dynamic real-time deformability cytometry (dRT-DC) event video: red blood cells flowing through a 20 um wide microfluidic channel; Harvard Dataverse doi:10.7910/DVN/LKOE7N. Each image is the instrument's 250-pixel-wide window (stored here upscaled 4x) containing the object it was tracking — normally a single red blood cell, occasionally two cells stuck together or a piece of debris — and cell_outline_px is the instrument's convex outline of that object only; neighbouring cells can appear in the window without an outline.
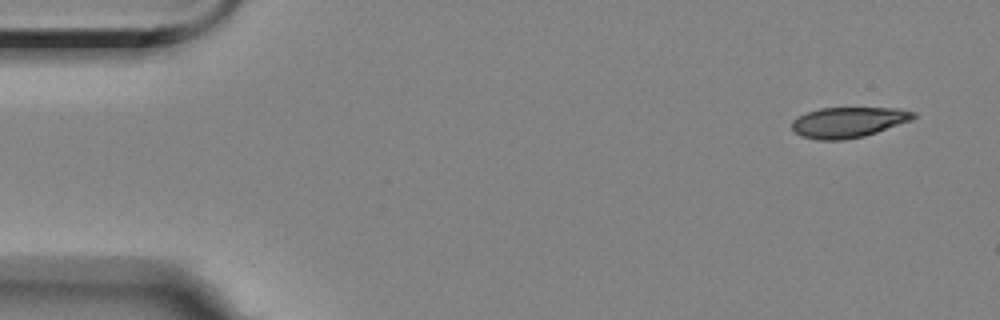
{"species": "Egyptian fruit bat (a non-hibernating species)", "species_latin": "Rousettus aegyptiacus", "temperature_condition": "room temperature", "stored_images_in_passage": 8, "camera_frame_rate_fps": 3000, "um_per_image_px": 0.085, "animal": {"sex": "female"}, "frame": {"image": 1, "passage_image": 1, "time_ms": 0.0, "image_size_px": [1000, 320], "cell_outline_px": [[916, 116], [912, 120], [864, 136], [844, 140], [816, 140], [800, 136], [792, 128], [792, 120], [808, 112], [820, 108], [900, 108], [916, 112]], "centroid_in_image_um": [72.12, 10.39], "position_along_channel_um": 12.9, "area_um2": 21.56}}
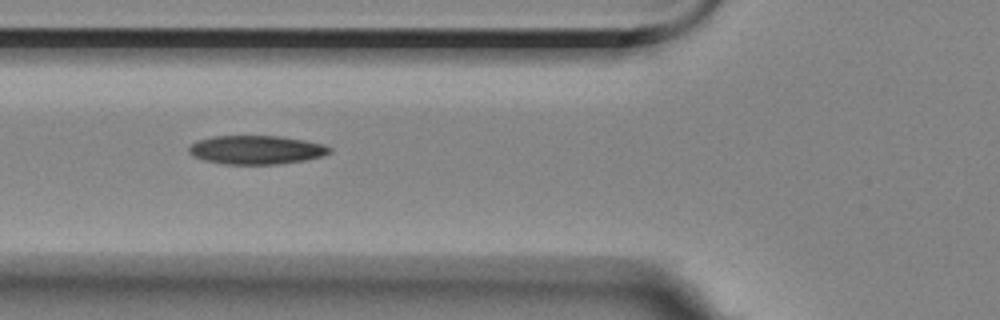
{"frame": {"image": 2, "passage_image": 6, "time_ms": 5.667, "image_size_px": [1000, 320], "cell_outline_px": [[332, 152], [324, 156], [304, 160], [280, 164], [224, 164], [204, 160], [192, 156], [188, 152], [188, 148], [196, 140], [212, 136], [280, 136], [304, 140], [324, 144], [332, 148]], "centroid_in_image_um": [21.79, 12.73], "position_along_channel_um": 104.0, "area_um2": 23.76}}
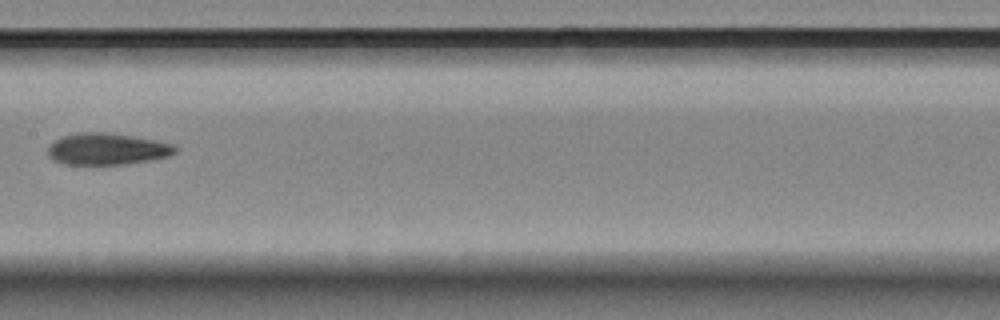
{"frame": {"image": 3, "passage_image": 8, "time_ms": 8.333, "image_size_px": [1000, 320], "cell_outline_px": [[180, 148], [176, 152], [168, 156], [148, 160], [120, 164], [64, 164], [52, 160], [48, 156], [48, 148], [56, 140], [64, 136], [80, 132], [108, 132], [136, 136], [176, 144]], "centroid_in_image_um": [9.14, 12.65], "position_along_channel_um": 198.3, "area_um2": 23.52}}